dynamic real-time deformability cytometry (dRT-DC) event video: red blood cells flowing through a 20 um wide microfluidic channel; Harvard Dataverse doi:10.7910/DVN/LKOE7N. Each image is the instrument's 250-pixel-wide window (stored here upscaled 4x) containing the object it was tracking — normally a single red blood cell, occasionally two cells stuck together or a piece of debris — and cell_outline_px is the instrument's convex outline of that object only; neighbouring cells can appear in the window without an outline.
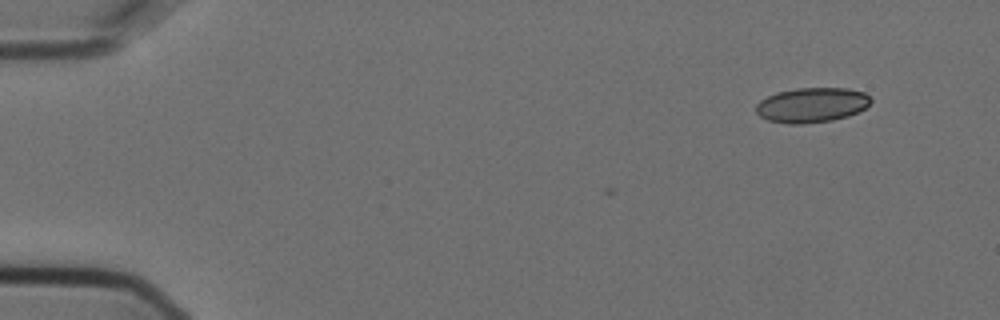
{"species": "Egyptian fruit bat (a non-hibernating species)", "species_latin": "Rousettus aegyptiacus", "temperature_condition": "cold", "stored_images_in_passage": 2, "camera_frame_rate_fps": 3000, "um_per_image_px": 0.085, "animal": {"sex": "female"}, "frame": {"image": 1, "passage_image": 2, "time_ms": 0.333, "image_size_px": [1000, 320], "cell_outline_px": [[872, 100], [864, 108], [848, 116], [832, 120], [804, 124], [788, 124], [768, 120], [760, 116], [756, 112], [756, 104], [760, 100], [776, 92], [796, 88], [848, 88], [864, 92]], "centroid_in_image_um": [68.97, 8.92], "position_along_channel_um": 16.0, "area_um2": 23.29}}